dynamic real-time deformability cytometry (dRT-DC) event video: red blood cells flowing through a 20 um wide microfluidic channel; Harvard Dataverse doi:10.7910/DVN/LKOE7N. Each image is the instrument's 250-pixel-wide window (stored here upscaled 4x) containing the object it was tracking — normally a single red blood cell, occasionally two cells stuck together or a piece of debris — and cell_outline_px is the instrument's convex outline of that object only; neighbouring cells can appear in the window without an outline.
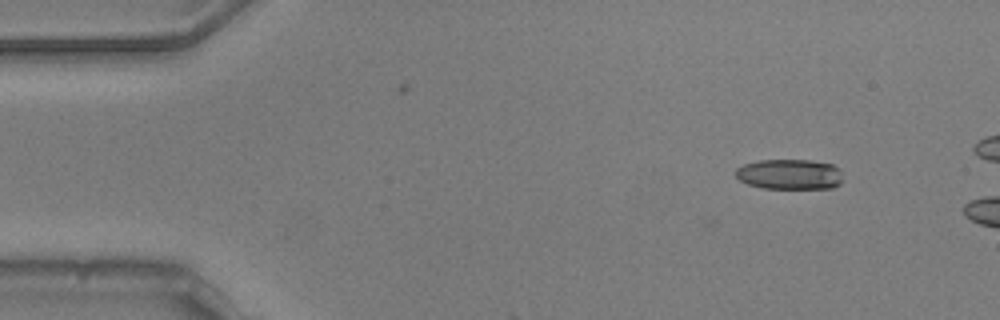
{"species": "common noctule bat (a hibernating species)", "species_latin": "Nyctalus noctula", "temperature_condition": "warm", "stored_images_in_passage": 2, "camera_frame_rate_fps": 3000, "um_per_image_px": 0.085, "animal": {"sex": "male", "body_mass_g": 20.5, "forearm_length_mm": 52.5}, "frame": {"image": 1, "passage_image": 2, "time_ms": 0.333, "image_size_px": [1000, 320], "cell_outline_px": [[844, 180], [840, 184], [832, 188], [764, 188], [748, 184], [740, 180], [736, 176], [736, 168], [744, 164], [760, 160], [812, 160], [832, 164], [840, 168]], "centroid_in_image_um": [67.17, 14.81], "position_along_channel_um": 17.8, "area_um2": 19.07}}